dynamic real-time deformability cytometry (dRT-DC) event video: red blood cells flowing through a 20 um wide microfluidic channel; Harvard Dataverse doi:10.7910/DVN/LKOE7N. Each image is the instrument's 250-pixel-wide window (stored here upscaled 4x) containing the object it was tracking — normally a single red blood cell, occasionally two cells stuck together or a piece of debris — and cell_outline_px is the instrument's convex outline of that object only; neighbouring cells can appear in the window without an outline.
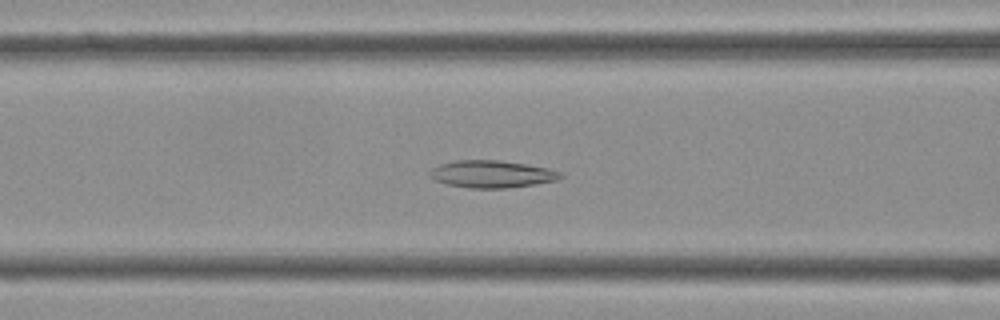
{"species": "Egyptian fruit bat (a non-hibernating species)", "species_latin": "Rousettus aegyptiacus", "temperature_condition": "cold", "stored_images_in_passage": 41, "camera_frame_rate_fps": 3000, "um_per_image_px": 0.085, "frame": {"image": 1, "passage_image": 16, "time_ms": 5.0, "image_size_px": [1000, 320], "cell_outline_px": [[564, 176], [556, 180], [536, 184], [508, 188], [468, 188], [448, 184], [436, 180], [428, 176], [428, 172], [432, 168], [440, 164], [456, 160], [500, 160], [548, 168], [560, 172]], "centroid_in_image_um": [41.78, 14.8], "position_along_channel_um": 124.8, "area_um2": 20.75}}
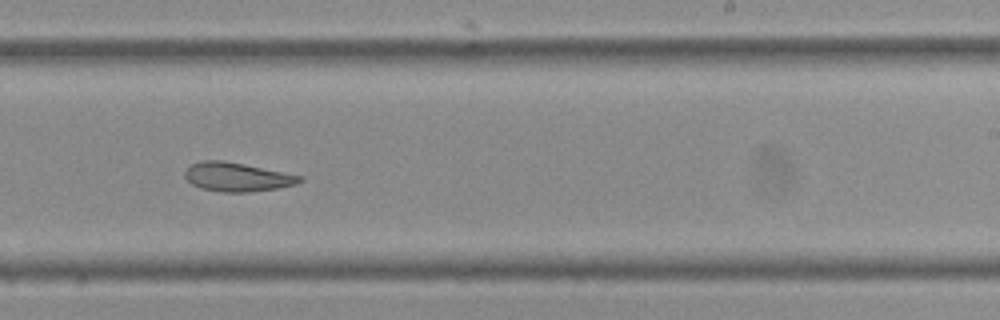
{"frame": {"image": 2, "passage_image": 25, "time_ms": 8.0, "image_size_px": [1000, 320], "cell_outline_px": [[304, 180], [296, 184], [276, 188], [248, 192], [224, 192], [200, 188], [192, 184], [184, 176], [184, 172], [192, 164], [200, 160], [220, 160], [244, 164], [304, 176]], "centroid_in_image_um": [20.16, 15.04], "position_along_channel_um": 268.8, "area_um2": 19.25}}
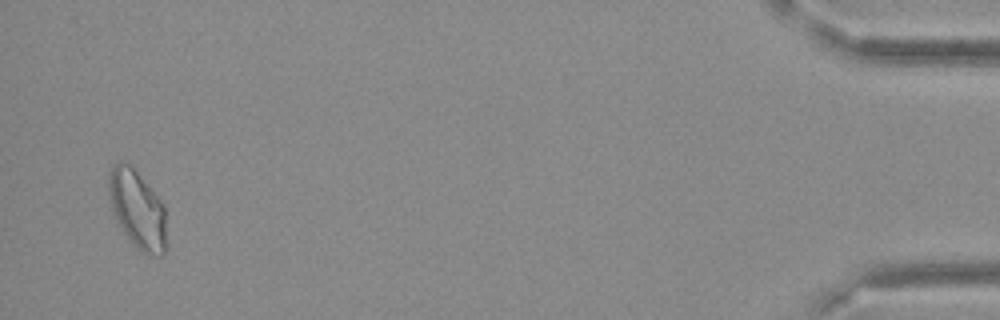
{"frame": {"image": 3, "passage_image": 40, "time_ms": 13.0, "image_size_px": [1000, 320], "cell_outline_px": [[168, 244], [164, 256], [160, 256], [140, 252], [136, 248], [124, 232], [112, 212], [108, 196], [108, 172], [112, 164], [120, 160], [132, 164], [164, 204]], "centroid_in_image_um": [11.69, 17.77], "position_along_channel_um": 423.5, "area_um2": 27.22}}